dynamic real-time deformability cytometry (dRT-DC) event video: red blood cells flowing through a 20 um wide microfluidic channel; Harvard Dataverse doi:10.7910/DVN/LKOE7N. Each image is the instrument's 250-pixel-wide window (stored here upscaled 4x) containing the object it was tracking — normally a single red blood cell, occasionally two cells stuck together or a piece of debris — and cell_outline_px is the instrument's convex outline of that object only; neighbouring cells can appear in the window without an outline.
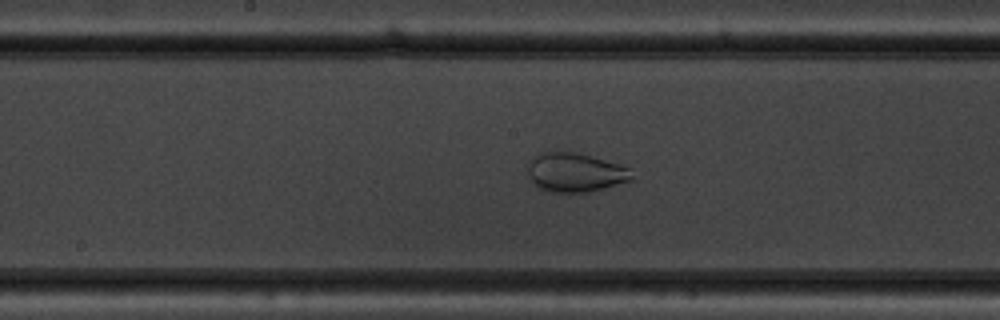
{"species": "common noctule bat (a hibernating species)", "species_latin": "Nyctalus noctula", "temperature_condition": "warm", "stored_images_in_passage": 40, "camera_frame_rate_fps": 3000, "um_per_image_px": 0.085, "animal": {"sex": "male", "body_mass_g": 19.5, "forearm_length_mm": 54.6}, "frame": {"image": 1, "passage_image": 21, "time_ms": 6.667, "image_size_px": [1000, 320], "cell_outline_px": [[632, 180], [588, 192], [548, 192], [536, 188], [532, 184], [528, 176], [528, 164], [532, 156], [540, 152], [556, 148], [576, 152], [592, 156], [628, 168], [632, 176]], "centroid_in_image_um": [48.77, 14.62], "position_along_channel_um": 199.4, "area_um2": 24.22}}
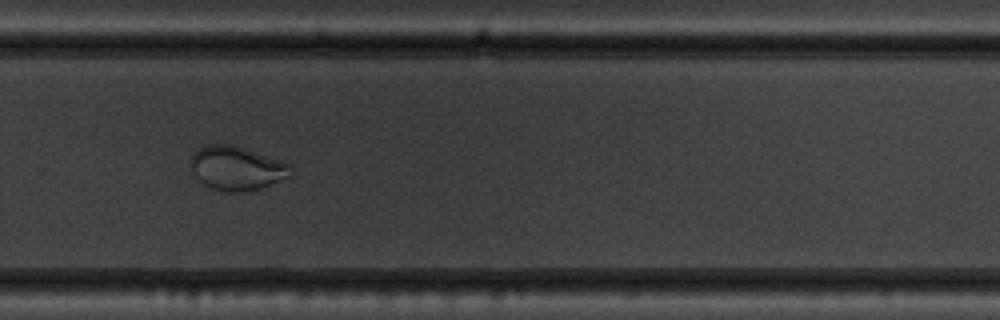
{"frame": {"image": 2, "passage_image": 30, "time_ms": 9.667, "image_size_px": [1000, 320], "cell_outline_px": [[292, 168], [288, 176], [260, 188], [248, 192], [220, 192], [208, 188], [192, 172], [188, 164], [188, 160], [200, 148], [208, 144], [232, 144], [284, 160], [292, 164]], "centroid_in_image_um": [20.09, 14.3], "position_along_channel_um": 309.7, "area_um2": 26.01}}
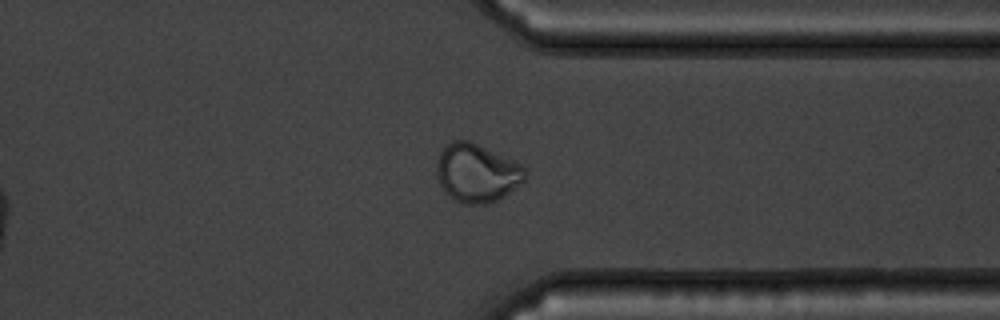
{"frame": {"image": 3, "passage_image": 35, "time_ms": 11.333, "image_size_px": [1000, 320], "cell_outline_px": [[528, 172], [524, 180], [520, 184], [504, 196], [488, 204], [464, 204], [448, 196], [444, 192], [436, 176], [436, 164], [440, 152], [452, 140], [468, 140], [520, 164]], "centroid_in_image_um": [40.5, 14.72], "position_along_channel_um": 370.9, "area_um2": 29.94}}